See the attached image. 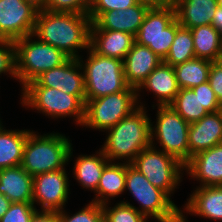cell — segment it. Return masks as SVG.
Wrapping results in <instances>:
<instances>
[{
	"instance_id": "cell-1",
	"label": "cell",
	"mask_w": 222,
	"mask_h": 222,
	"mask_svg": "<svg viewBox=\"0 0 222 222\" xmlns=\"http://www.w3.org/2000/svg\"><path fill=\"white\" fill-rule=\"evenodd\" d=\"M91 24L86 14L39 10L33 35L69 58L78 59V49L90 47Z\"/></svg>"
},
{
	"instance_id": "cell-2",
	"label": "cell",
	"mask_w": 222,
	"mask_h": 222,
	"mask_svg": "<svg viewBox=\"0 0 222 222\" xmlns=\"http://www.w3.org/2000/svg\"><path fill=\"white\" fill-rule=\"evenodd\" d=\"M145 108L139 105L107 130L106 140L100 149L110 162L121 160L130 164L143 149L151 145L152 120Z\"/></svg>"
},
{
	"instance_id": "cell-3",
	"label": "cell",
	"mask_w": 222,
	"mask_h": 222,
	"mask_svg": "<svg viewBox=\"0 0 222 222\" xmlns=\"http://www.w3.org/2000/svg\"><path fill=\"white\" fill-rule=\"evenodd\" d=\"M73 155L70 140L60 133L28 134L21 166L32 177L46 172L65 169Z\"/></svg>"
},
{
	"instance_id": "cell-4",
	"label": "cell",
	"mask_w": 222,
	"mask_h": 222,
	"mask_svg": "<svg viewBox=\"0 0 222 222\" xmlns=\"http://www.w3.org/2000/svg\"><path fill=\"white\" fill-rule=\"evenodd\" d=\"M33 34L14 41L17 81L22 88L42 73L61 66L69 57L58 48L47 44Z\"/></svg>"
},
{
	"instance_id": "cell-5",
	"label": "cell",
	"mask_w": 222,
	"mask_h": 222,
	"mask_svg": "<svg viewBox=\"0 0 222 222\" xmlns=\"http://www.w3.org/2000/svg\"><path fill=\"white\" fill-rule=\"evenodd\" d=\"M87 52L85 62L81 56L78 58L84 71L86 101L118 93L129 87L122 60L99 55L91 47Z\"/></svg>"
},
{
	"instance_id": "cell-6",
	"label": "cell",
	"mask_w": 222,
	"mask_h": 222,
	"mask_svg": "<svg viewBox=\"0 0 222 222\" xmlns=\"http://www.w3.org/2000/svg\"><path fill=\"white\" fill-rule=\"evenodd\" d=\"M125 190H129L138 204H141L140 209L134 208L147 219L152 217L158 222H177L181 218V208L129 163H126Z\"/></svg>"
},
{
	"instance_id": "cell-7",
	"label": "cell",
	"mask_w": 222,
	"mask_h": 222,
	"mask_svg": "<svg viewBox=\"0 0 222 222\" xmlns=\"http://www.w3.org/2000/svg\"><path fill=\"white\" fill-rule=\"evenodd\" d=\"M22 94L23 107L37 109L53 119L73 117L76 124H83L85 96H75L49 87H23Z\"/></svg>"
},
{
	"instance_id": "cell-8",
	"label": "cell",
	"mask_w": 222,
	"mask_h": 222,
	"mask_svg": "<svg viewBox=\"0 0 222 222\" xmlns=\"http://www.w3.org/2000/svg\"><path fill=\"white\" fill-rule=\"evenodd\" d=\"M156 122H151V145L159 143L162 151L175 157L184 166L189 162L188 133L186 122L170 105L157 106ZM155 139V140H154ZM154 141V142H153Z\"/></svg>"
},
{
	"instance_id": "cell-9",
	"label": "cell",
	"mask_w": 222,
	"mask_h": 222,
	"mask_svg": "<svg viewBox=\"0 0 222 222\" xmlns=\"http://www.w3.org/2000/svg\"><path fill=\"white\" fill-rule=\"evenodd\" d=\"M138 106L137 90L132 87L118 93L87 100L82 126L107 133V130Z\"/></svg>"
},
{
	"instance_id": "cell-10",
	"label": "cell",
	"mask_w": 222,
	"mask_h": 222,
	"mask_svg": "<svg viewBox=\"0 0 222 222\" xmlns=\"http://www.w3.org/2000/svg\"><path fill=\"white\" fill-rule=\"evenodd\" d=\"M156 147L150 145L143 149L130 164L171 198L182 181L184 165Z\"/></svg>"
},
{
	"instance_id": "cell-11",
	"label": "cell",
	"mask_w": 222,
	"mask_h": 222,
	"mask_svg": "<svg viewBox=\"0 0 222 222\" xmlns=\"http://www.w3.org/2000/svg\"><path fill=\"white\" fill-rule=\"evenodd\" d=\"M173 4L150 8L141 24L135 42L149 47L162 60L165 59L180 27Z\"/></svg>"
},
{
	"instance_id": "cell-12",
	"label": "cell",
	"mask_w": 222,
	"mask_h": 222,
	"mask_svg": "<svg viewBox=\"0 0 222 222\" xmlns=\"http://www.w3.org/2000/svg\"><path fill=\"white\" fill-rule=\"evenodd\" d=\"M38 11L25 0H0V40L16 41L33 34Z\"/></svg>"
},
{
	"instance_id": "cell-13",
	"label": "cell",
	"mask_w": 222,
	"mask_h": 222,
	"mask_svg": "<svg viewBox=\"0 0 222 222\" xmlns=\"http://www.w3.org/2000/svg\"><path fill=\"white\" fill-rule=\"evenodd\" d=\"M67 175L65 169H59L34 176L32 200L34 207L37 204L41 206L40 210H63L70 193Z\"/></svg>"
},
{
	"instance_id": "cell-14",
	"label": "cell",
	"mask_w": 222,
	"mask_h": 222,
	"mask_svg": "<svg viewBox=\"0 0 222 222\" xmlns=\"http://www.w3.org/2000/svg\"><path fill=\"white\" fill-rule=\"evenodd\" d=\"M24 87L56 88L67 94L85 96L84 71L79 59L69 58L61 66L42 73Z\"/></svg>"
},
{
	"instance_id": "cell-15",
	"label": "cell",
	"mask_w": 222,
	"mask_h": 222,
	"mask_svg": "<svg viewBox=\"0 0 222 222\" xmlns=\"http://www.w3.org/2000/svg\"><path fill=\"white\" fill-rule=\"evenodd\" d=\"M184 171L199 181L200 187L222 186V143L192 156Z\"/></svg>"
},
{
	"instance_id": "cell-16",
	"label": "cell",
	"mask_w": 222,
	"mask_h": 222,
	"mask_svg": "<svg viewBox=\"0 0 222 222\" xmlns=\"http://www.w3.org/2000/svg\"><path fill=\"white\" fill-rule=\"evenodd\" d=\"M145 89L152 92L156 96L157 104L155 106L170 105L178 92L180 91L178 82L176 80L173 66L164 63L163 61L148 75L146 80L137 89L138 105L143 106L140 102V92ZM140 91V92H139Z\"/></svg>"
},
{
	"instance_id": "cell-17",
	"label": "cell",
	"mask_w": 222,
	"mask_h": 222,
	"mask_svg": "<svg viewBox=\"0 0 222 222\" xmlns=\"http://www.w3.org/2000/svg\"><path fill=\"white\" fill-rule=\"evenodd\" d=\"M222 143V120L216 112H209L190 123L188 133L189 160L192 156Z\"/></svg>"
},
{
	"instance_id": "cell-18",
	"label": "cell",
	"mask_w": 222,
	"mask_h": 222,
	"mask_svg": "<svg viewBox=\"0 0 222 222\" xmlns=\"http://www.w3.org/2000/svg\"><path fill=\"white\" fill-rule=\"evenodd\" d=\"M162 61L149 47L134 42L123 59L125 79L129 87L137 90Z\"/></svg>"
},
{
	"instance_id": "cell-19",
	"label": "cell",
	"mask_w": 222,
	"mask_h": 222,
	"mask_svg": "<svg viewBox=\"0 0 222 222\" xmlns=\"http://www.w3.org/2000/svg\"><path fill=\"white\" fill-rule=\"evenodd\" d=\"M150 7L137 3L126 10H112L101 13L90 29L121 31L136 36Z\"/></svg>"
},
{
	"instance_id": "cell-20",
	"label": "cell",
	"mask_w": 222,
	"mask_h": 222,
	"mask_svg": "<svg viewBox=\"0 0 222 222\" xmlns=\"http://www.w3.org/2000/svg\"><path fill=\"white\" fill-rule=\"evenodd\" d=\"M190 194L184 211L214 221H222V186H197Z\"/></svg>"
},
{
	"instance_id": "cell-21",
	"label": "cell",
	"mask_w": 222,
	"mask_h": 222,
	"mask_svg": "<svg viewBox=\"0 0 222 222\" xmlns=\"http://www.w3.org/2000/svg\"><path fill=\"white\" fill-rule=\"evenodd\" d=\"M135 42V36L121 31L90 29V47L99 55L123 61Z\"/></svg>"
},
{
	"instance_id": "cell-22",
	"label": "cell",
	"mask_w": 222,
	"mask_h": 222,
	"mask_svg": "<svg viewBox=\"0 0 222 222\" xmlns=\"http://www.w3.org/2000/svg\"><path fill=\"white\" fill-rule=\"evenodd\" d=\"M176 19L187 29L212 24L218 0H175Z\"/></svg>"
},
{
	"instance_id": "cell-23",
	"label": "cell",
	"mask_w": 222,
	"mask_h": 222,
	"mask_svg": "<svg viewBox=\"0 0 222 222\" xmlns=\"http://www.w3.org/2000/svg\"><path fill=\"white\" fill-rule=\"evenodd\" d=\"M0 194L12 203L32 202L33 177L21 165L0 169Z\"/></svg>"
},
{
	"instance_id": "cell-24",
	"label": "cell",
	"mask_w": 222,
	"mask_h": 222,
	"mask_svg": "<svg viewBox=\"0 0 222 222\" xmlns=\"http://www.w3.org/2000/svg\"><path fill=\"white\" fill-rule=\"evenodd\" d=\"M109 162L110 161L106 158L100 148L96 154H81L75 160L73 167V177L83 187L82 189L85 188L95 192L97 190L104 167Z\"/></svg>"
},
{
	"instance_id": "cell-25",
	"label": "cell",
	"mask_w": 222,
	"mask_h": 222,
	"mask_svg": "<svg viewBox=\"0 0 222 222\" xmlns=\"http://www.w3.org/2000/svg\"><path fill=\"white\" fill-rule=\"evenodd\" d=\"M125 180L126 163L109 162L104 167L95 191V198L92 201L101 205L109 203L111 198H115L125 191Z\"/></svg>"
},
{
	"instance_id": "cell-26",
	"label": "cell",
	"mask_w": 222,
	"mask_h": 222,
	"mask_svg": "<svg viewBox=\"0 0 222 222\" xmlns=\"http://www.w3.org/2000/svg\"><path fill=\"white\" fill-rule=\"evenodd\" d=\"M30 130H7L0 123V169L19 166Z\"/></svg>"
},
{
	"instance_id": "cell-27",
	"label": "cell",
	"mask_w": 222,
	"mask_h": 222,
	"mask_svg": "<svg viewBox=\"0 0 222 222\" xmlns=\"http://www.w3.org/2000/svg\"><path fill=\"white\" fill-rule=\"evenodd\" d=\"M193 37L195 57L211 62L222 56V35L210 24L190 29Z\"/></svg>"
},
{
	"instance_id": "cell-28",
	"label": "cell",
	"mask_w": 222,
	"mask_h": 222,
	"mask_svg": "<svg viewBox=\"0 0 222 222\" xmlns=\"http://www.w3.org/2000/svg\"><path fill=\"white\" fill-rule=\"evenodd\" d=\"M212 62L194 58L173 66L179 88H194L208 81Z\"/></svg>"
},
{
	"instance_id": "cell-29",
	"label": "cell",
	"mask_w": 222,
	"mask_h": 222,
	"mask_svg": "<svg viewBox=\"0 0 222 222\" xmlns=\"http://www.w3.org/2000/svg\"><path fill=\"white\" fill-rule=\"evenodd\" d=\"M199 86L182 88L170 106L188 123L200 120L209 112L201 105Z\"/></svg>"
},
{
	"instance_id": "cell-30",
	"label": "cell",
	"mask_w": 222,
	"mask_h": 222,
	"mask_svg": "<svg viewBox=\"0 0 222 222\" xmlns=\"http://www.w3.org/2000/svg\"><path fill=\"white\" fill-rule=\"evenodd\" d=\"M196 58L192 32L190 29L180 26L171 44L170 51L163 60L164 63L175 66Z\"/></svg>"
},
{
	"instance_id": "cell-31",
	"label": "cell",
	"mask_w": 222,
	"mask_h": 222,
	"mask_svg": "<svg viewBox=\"0 0 222 222\" xmlns=\"http://www.w3.org/2000/svg\"><path fill=\"white\" fill-rule=\"evenodd\" d=\"M109 205V203L102 205L104 222H147L148 220L128 201H120L114 207H108Z\"/></svg>"
},
{
	"instance_id": "cell-32",
	"label": "cell",
	"mask_w": 222,
	"mask_h": 222,
	"mask_svg": "<svg viewBox=\"0 0 222 222\" xmlns=\"http://www.w3.org/2000/svg\"><path fill=\"white\" fill-rule=\"evenodd\" d=\"M58 222H104V211L101 204L91 201L72 216L64 209L58 211Z\"/></svg>"
},
{
	"instance_id": "cell-33",
	"label": "cell",
	"mask_w": 222,
	"mask_h": 222,
	"mask_svg": "<svg viewBox=\"0 0 222 222\" xmlns=\"http://www.w3.org/2000/svg\"><path fill=\"white\" fill-rule=\"evenodd\" d=\"M137 3V0H91L88 15L93 22L101 13L126 10Z\"/></svg>"
},
{
	"instance_id": "cell-34",
	"label": "cell",
	"mask_w": 222,
	"mask_h": 222,
	"mask_svg": "<svg viewBox=\"0 0 222 222\" xmlns=\"http://www.w3.org/2000/svg\"><path fill=\"white\" fill-rule=\"evenodd\" d=\"M39 209L32 202L11 203L8 211L1 217L0 222H30L33 214Z\"/></svg>"
},
{
	"instance_id": "cell-35",
	"label": "cell",
	"mask_w": 222,
	"mask_h": 222,
	"mask_svg": "<svg viewBox=\"0 0 222 222\" xmlns=\"http://www.w3.org/2000/svg\"><path fill=\"white\" fill-rule=\"evenodd\" d=\"M91 0H47L44 10L88 15Z\"/></svg>"
},
{
	"instance_id": "cell-36",
	"label": "cell",
	"mask_w": 222,
	"mask_h": 222,
	"mask_svg": "<svg viewBox=\"0 0 222 222\" xmlns=\"http://www.w3.org/2000/svg\"><path fill=\"white\" fill-rule=\"evenodd\" d=\"M2 73L17 80L14 41L0 40V75Z\"/></svg>"
},
{
	"instance_id": "cell-37",
	"label": "cell",
	"mask_w": 222,
	"mask_h": 222,
	"mask_svg": "<svg viewBox=\"0 0 222 222\" xmlns=\"http://www.w3.org/2000/svg\"><path fill=\"white\" fill-rule=\"evenodd\" d=\"M199 99L208 112L218 111L220 102L208 81L199 85Z\"/></svg>"
},
{
	"instance_id": "cell-38",
	"label": "cell",
	"mask_w": 222,
	"mask_h": 222,
	"mask_svg": "<svg viewBox=\"0 0 222 222\" xmlns=\"http://www.w3.org/2000/svg\"><path fill=\"white\" fill-rule=\"evenodd\" d=\"M208 82L216 94L218 101L222 103V64L219 61L212 62Z\"/></svg>"
},
{
	"instance_id": "cell-39",
	"label": "cell",
	"mask_w": 222,
	"mask_h": 222,
	"mask_svg": "<svg viewBox=\"0 0 222 222\" xmlns=\"http://www.w3.org/2000/svg\"><path fill=\"white\" fill-rule=\"evenodd\" d=\"M30 222H58V211L37 210Z\"/></svg>"
},
{
	"instance_id": "cell-40",
	"label": "cell",
	"mask_w": 222,
	"mask_h": 222,
	"mask_svg": "<svg viewBox=\"0 0 222 222\" xmlns=\"http://www.w3.org/2000/svg\"><path fill=\"white\" fill-rule=\"evenodd\" d=\"M211 25L222 35V7H217Z\"/></svg>"
},
{
	"instance_id": "cell-41",
	"label": "cell",
	"mask_w": 222,
	"mask_h": 222,
	"mask_svg": "<svg viewBox=\"0 0 222 222\" xmlns=\"http://www.w3.org/2000/svg\"><path fill=\"white\" fill-rule=\"evenodd\" d=\"M138 3L147 5L150 8H159L170 4L167 0H137Z\"/></svg>"
},
{
	"instance_id": "cell-42",
	"label": "cell",
	"mask_w": 222,
	"mask_h": 222,
	"mask_svg": "<svg viewBox=\"0 0 222 222\" xmlns=\"http://www.w3.org/2000/svg\"><path fill=\"white\" fill-rule=\"evenodd\" d=\"M11 203L5 195L0 194V219L8 211Z\"/></svg>"
},
{
	"instance_id": "cell-43",
	"label": "cell",
	"mask_w": 222,
	"mask_h": 222,
	"mask_svg": "<svg viewBox=\"0 0 222 222\" xmlns=\"http://www.w3.org/2000/svg\"><path fill=\"white\" fill-rule=\"evenodd\" d=\"M25 1L31 3L38 10H44L47 5V0H25Z\"/></svg>"
},
{
	"instance_id": "cell-44",
	"label": "cell",
	"mask_w": 222,
	"mask_h": 222,
	"mask_svg": "<svg viewBox=\"0 0 222 222\" xmlns=\"http://www.w3.org/2000/svg\"><path fill=\"white\" fill-rule=\"evenodd\" d=\"M187 216H185L183 213H181V218L177 221V222H188L187 218H185Z\"/></svg>"
},
{
	"instance_id": "cell-45",
	"label": "cell",
	"mask_w": 222,
	"mask_h": 222,
	"mask_svg": "<svg viewBox=\"0 0 222 222\" xmlns=\"http://www.w3.org/2000/svg\"><path fill=\"white\" fill-rule=\"evenodd\" d=\"M218 113L220 114L222 120V103H220V106L218 108Z\"/></svg>"
},
{
	"instance_id": "cell-46",
	"label": "cell",
	"mask_w": 222,
	"mask_h": 222,
	"mask_svg": "<svg viewBox=\"0 0 222 222\" xmlns=\"http://www.w3.org/2000/svg\"><path fill=\"white\" fill-rule=\"evenodd\" d=\"M218 6L222 7V0H218Z\"/></svg>"
},
{
	"instance_id": "cell-47",
	"label": "cell",
	"mask_w": 222,
	"mask_h": 222,
	"mask_svg": "<svg viewBox=\"0 0 222 222\" xmlns=\"http://www.w3.org/2000/svg\"><path fill=\"white\" fill-rule=\"evenodd\" d=\"M170 4H172L175 0H167Z\"/></svg>"
},
{
	"instance_id": "cell-48",
	"label": "cell",
	"mask_w": 222,
	"mask_h": 222,
	"mask_svg": "<svg viewBox=\"0 0 222 222\" xmlns=\"http://www.w3.org/2000/svg\"><path fill=\"white\" fill-rule=\"evenodd\" d=\"M219 62L222 64V56L220 57Z\"/></svg>"
}]
</instances>
